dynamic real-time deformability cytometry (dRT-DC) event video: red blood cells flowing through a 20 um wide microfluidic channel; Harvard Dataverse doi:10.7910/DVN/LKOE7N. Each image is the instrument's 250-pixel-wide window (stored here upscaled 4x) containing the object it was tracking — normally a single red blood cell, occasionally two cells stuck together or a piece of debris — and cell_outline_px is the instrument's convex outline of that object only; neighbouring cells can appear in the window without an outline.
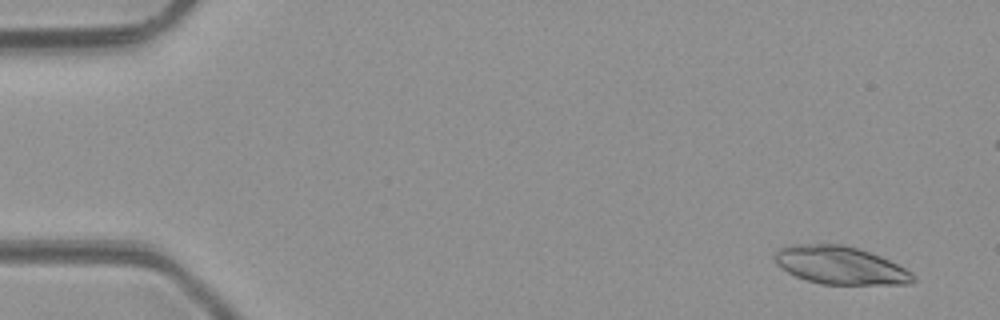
{"species": "common noctule bat (a hibernating species)", "species_latin": "Nyctalus noctula", "temperature_condition": "room temperature", "stored_images_in_passage": 7, "segment_of_instrument_passage": [1, 2], "camera_frame_rate_fps": 3000, "um_per_image_px": 0.085, "animal": {"sex": "male", "body_mass_g": 23.1, "forearm_length_mm": 52.7}, "frame": {"image": 1, "passage_image": 1, "time_ms": 0.0, "image_size_px": [1000, 320], "cell_outline_px": [[916, 280], [912, 284], [820, 284], [796, 276], [788, 272], [776, 264], [776, 248], [792, 244], [840, 244], [860, 248], [880, 256], [912, 272], [916, 276]], "centroid_in_image_um": [71.43, 22.54], "position_along_channel_um": 13.6, "area_um2": 30.58}}